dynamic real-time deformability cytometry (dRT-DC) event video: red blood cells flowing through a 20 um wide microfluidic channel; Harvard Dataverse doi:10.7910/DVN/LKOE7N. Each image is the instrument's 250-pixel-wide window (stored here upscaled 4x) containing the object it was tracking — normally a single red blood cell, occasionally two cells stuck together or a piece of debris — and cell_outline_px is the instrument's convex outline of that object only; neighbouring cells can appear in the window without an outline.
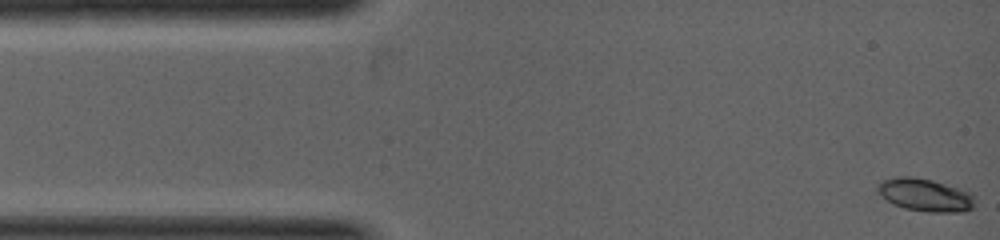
{"species": "common noctule bat (a hibernating species)", "species_latin": "Nyctalus noctula", "temperature_condition": "warm", "stored_images_in_passage": 43, "camera_frame_rate_fps": 5000, "um_per_image_px": 0.085, "animal": {"sex": "female", "body_mass_g": 19.0, "forearm_length_mm": 53.3}, "frame": {"image": 1, "passage_image": 1, "time_ms": 0.0, "image_size_px": [1000, 240], "cell_outline_px": [[972, 208], [956, 212], [928, 212], [904, 208], [888, 200], [880, 192], [880, 184], [884, 180], [896, 176], [912, 176], [932, 180], [972, 192]], "centroid_in_image_um": [78.67, 16.56], "position_along_channel_um": 6.3, "area_um2": 17.98}}
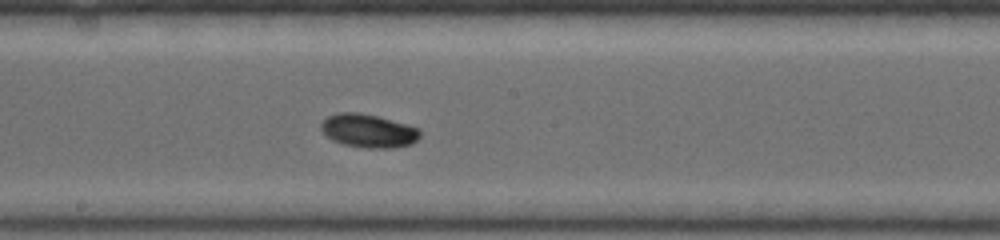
{"frame": {"image": 2, "passage_image": 23, "time_ms": 3.8, "image_size_px": [1000, 240], "cell_outline_px": [[420, 136], [412, 144], [388, 148], [368, 148], [344, 144], [332, 140], [320, 128], [320, 124], [328, 116], [336, 112], [356, 112], [376, 116], [404, 124], [416, 128], [420, 132]], "centroid_in_image_um": [31.27, 11.12], "position_along_channel_um": 216.9, "area_um2": 18.9}}
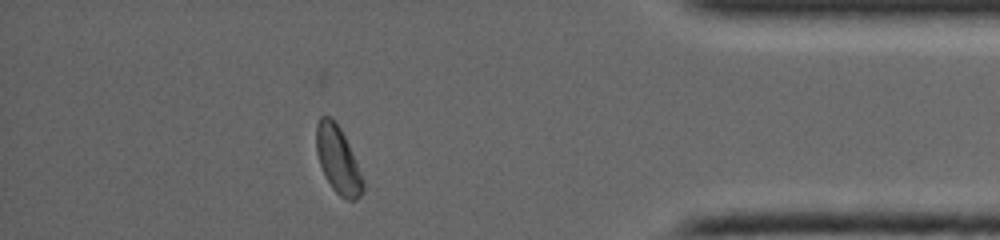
{"frame": {"image": 3, "passage_image": 39, "time_ms": 6.6, "image_size_px": [1000, 240], "cell_outline_px": [[364, 192], [356, 200], [348, 200], [340, 196], [332, 188], [320, 164], [316, 152], [316, 124], [320, 116], [328, 116], [340, 128], [348, 144], [364, 180]], "centroid_in_image_um": [28.73, 13.61], "position_along_channel_um": 406.5, "area_um2": 17.92}}